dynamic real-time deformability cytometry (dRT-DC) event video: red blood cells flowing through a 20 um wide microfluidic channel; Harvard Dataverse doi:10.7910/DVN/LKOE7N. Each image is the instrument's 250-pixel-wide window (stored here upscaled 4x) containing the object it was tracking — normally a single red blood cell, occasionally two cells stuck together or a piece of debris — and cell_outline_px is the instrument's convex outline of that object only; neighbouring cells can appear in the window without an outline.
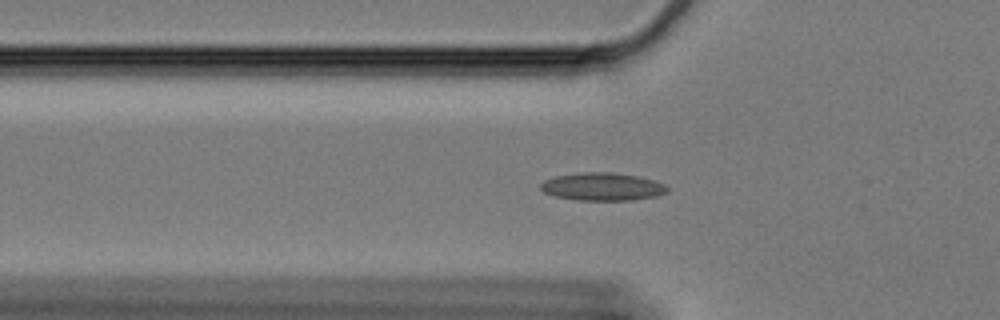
{"species": "Egyptian fruit bat (a non-hibernating species)", "species_latin": "Rousettus aegyptiacus", "temperature_condition": "cold", "stored_images_in_passage": 61, "camera_frame_rate_fps": 3000, "um_per_image_px": 0.085, "animal": {"sex": "female"}, "frame": {"image": 1, "passage_image": 20, "time_ms": 6.333, "image_size_px": [1000, 320], "cell_outline_px": [[668, 192], [656, 196], [632, 200], [576, 200], [556, 196], [544, 192], [540, 188], [540, 184], [544, 180], [556, 176], [584, 172], [612, 172], [640, 176], [656, 180], [664, 184], [668, 188]], "centroid_in_image_um": [51.24, 15.86], "position_along_channel_um": 74.6, "area_um2": 20.63}}
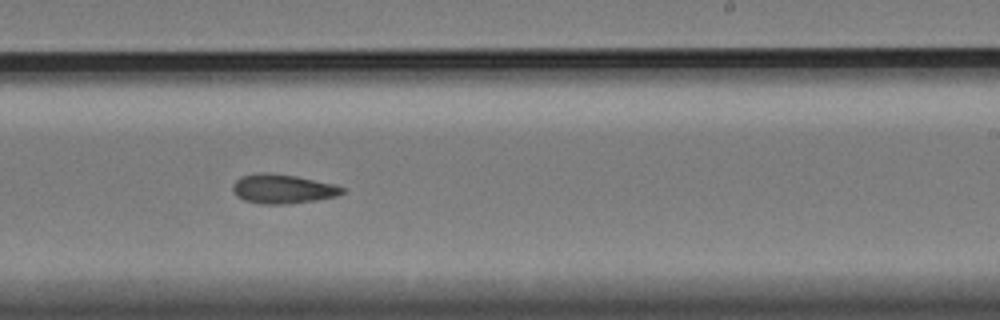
{"frame": {"image": 2, "passage_image": 37, "time_ms": 12.0, "image_size_px": [1000, 320], "cell_outline_px": [[344, 192], [336, 196], [316, 200], [288, 204], [260, 204], [244, 200], [236, 196], [232, 188], [232, 184], [240, 176], [260, 172], [268, 172], [296, 176], [332, 184], [344, 188]], "centroid_in_image_um": [23.97, 16.05], "position_along_channel_um": 265.0, "area_um2": 18.67}}
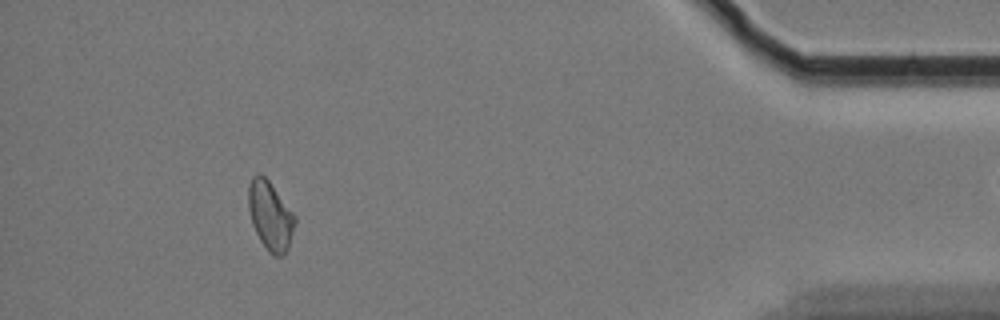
{"frame": {"image": 3, "passage_image": 55, "time_ms": 18.0, "image_size_px": [1000, 320], "cell_outline_px": [[296, 224], [288, 248], [280, 256], [272, 256], [268, 252], [260, 240], [252, 224], [248, 208], [248, 188], [252, 176], [256, 172], [260, 172], [268, 180], [296, 216]], "centroid_in_image_um": [22.97, 18.32], "position_along_channel_um": 412.2, "area_um2": 18.73}, "authors_computed_cell_mechanics": {"area_um2": 18.3804, "velocity_mm_per_s": 3.3505, "shape_relaxation_time_tau1_ms": null, "shape_relaxation_time_tau2_ms": 8.4915, "deformation_change_tau1": null, "deformation_change_tau2": 0.1508}}